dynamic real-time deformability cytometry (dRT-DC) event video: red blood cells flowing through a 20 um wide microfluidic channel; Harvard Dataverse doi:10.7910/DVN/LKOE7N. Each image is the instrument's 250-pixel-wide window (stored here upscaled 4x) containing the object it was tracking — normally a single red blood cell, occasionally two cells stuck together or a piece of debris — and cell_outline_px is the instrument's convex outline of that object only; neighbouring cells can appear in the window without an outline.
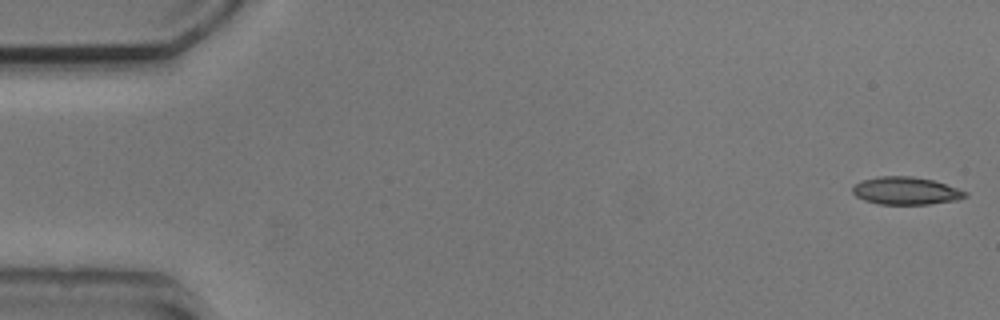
{"species": "common noctule bat (a hibernating species)", "species_latin": "Nyctalus noctula", "temperature_condition": "cold", "stored_images_in_passage": 16, "camera_frame_rate_fps": 3000, "um_per_image_px": 0.085, "animal": {"sex": "male", "body_mass_g": 20.5, "forearm_length_mm": 52.5}, "frame": {"image": 1, "passage_image": 1, "time_ms": 0.0, "image_size_px": [1000, 320], "cell_outline_px": [[968, 196], [956, 200], [928, 204], [880, 204], [864, 200], [856, 196], [852, 192], [852, 188], [860, 180], [880, 176], [912, 176], [932, 180], [968, 192]], "centroid_in_image_um": [76.98, 16.21], "position_along_channel_um": 8.0, "area_um2": 18.03}}
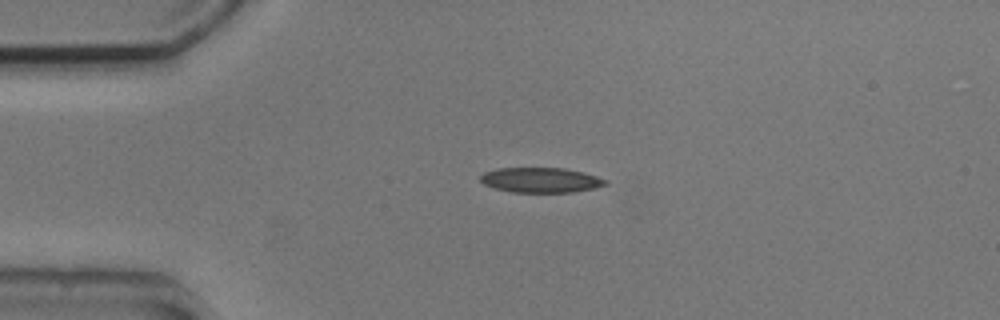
{"frame": {"image": 2, "passage_image": 12, "time_ms": 3.667, "image_size_px": [1000, 320], "cell_outline_px": [[608, 184], [592, 188], [572, 192], [512, 192], [496, 188], [484, 184], [480, 180], [480, 176], [484, 172], [496, 168], [564, 168], [584, 172], [608, 180]], "centroid_in_image_um": [45.96, 15.29], "position_along_channel_um": 39.0, "area_um2": 18.15}}